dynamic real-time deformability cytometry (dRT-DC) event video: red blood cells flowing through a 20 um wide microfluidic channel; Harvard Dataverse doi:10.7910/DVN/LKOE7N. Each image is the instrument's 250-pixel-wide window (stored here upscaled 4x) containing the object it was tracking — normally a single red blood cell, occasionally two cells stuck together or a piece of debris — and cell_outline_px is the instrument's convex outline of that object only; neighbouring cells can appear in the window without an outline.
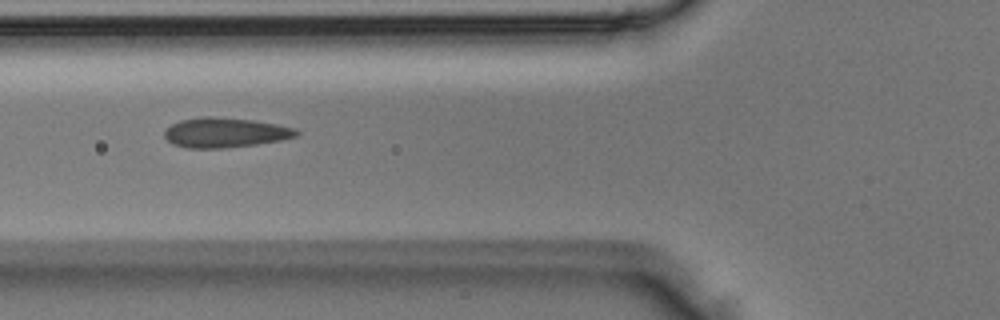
{"species": "Egyptian fruit bat (a non-hibernating species)", "species_latin": "Rousettus aegyptiacus", "temperature_condition": "room temperature", "stored_images_in_passage": 4, "camera_frame_rate_fps": 3000, "um_per_image_px": 0.085, "animal": {"sex": "male"}, "frame": {"image": 1, "passage_image": 3, "time_ms": 0.667, "image_size_px": [1000, 320], "cell_outline_px": [[300, 132], [296, 136], [280, 140], [256, 144], [220, 148], [188, 148], [172, 144], [164, 136], [164, 132], [172, 124], [180, 120], [204, 116], [212, 116], [252, 120], [276, 124], [296, 128]], "centroid_in_image_um": [19.13, 11.26], "position_along_channel_um": 106.7, "area_um2": 22.77}}
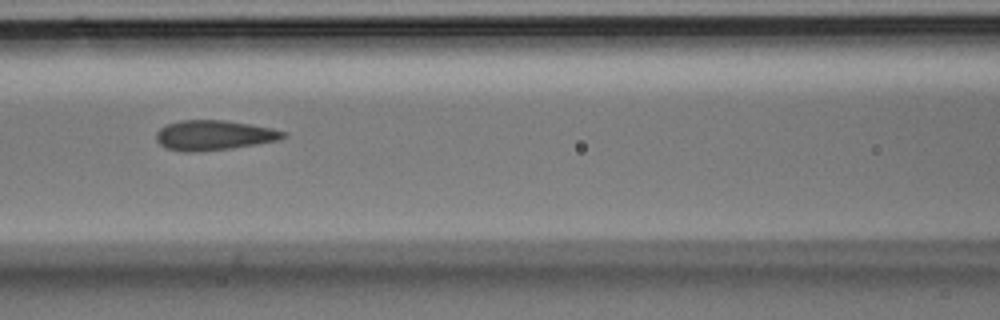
{"frame": {"image": 2, "passage_image": 4, "time_ms": 1.0, "image_size_px": [1000, 320], "cell_outline_px": [[288, 136], [280, 140], [232, 148], [192, 152], [184, 152], [168, 148], [160, 144], [156, 140], [156, 132], [164, 124], [180, 120], [224, 120], [252, 124], [272, 128], [288, 132]], "centroid_in_image_um": [18.21, 11.48], "position_along_channel_um": 148.4, "area_um2": 22.37}}